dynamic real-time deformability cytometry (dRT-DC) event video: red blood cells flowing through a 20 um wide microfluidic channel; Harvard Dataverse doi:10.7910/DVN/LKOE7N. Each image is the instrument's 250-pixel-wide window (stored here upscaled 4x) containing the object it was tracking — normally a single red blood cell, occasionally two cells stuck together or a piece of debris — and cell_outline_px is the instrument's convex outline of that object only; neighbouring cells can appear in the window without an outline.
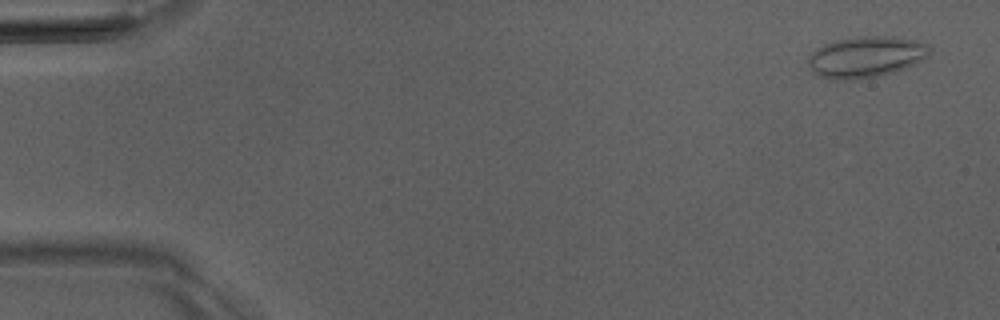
{"species": "Egyptian fruit bat (a non-hibernating species)", "species_latin": "Rousettus aegyptiacus", "temperature_condition": "room temperature", "stored_images_in_passage": 5, "camera_frame_rate_fps": 3000, "um_per_image_px": 0.085, "animal": {"sex": "male"}, "frame": {"image": 1, "passage_image": 1, "time_ms": 0.0, "image_size_px": [1000, 320], "cell_outline_px": [[932, 48], [928, 56], [904, 68], [892, 72], [876, 76], [856, 80], [836, 80], [816, 76], [812, 72], [808, 64], [808, 60], [812, 52], [816, 48], [824, 44], [836, 40], [856, 36], [892, 36], [916, 40], [928, 44]], "centroid_in_image_um": [73.58, 4.83], "position_along_channel_um": 11.4, "area_um2": 29.3}}